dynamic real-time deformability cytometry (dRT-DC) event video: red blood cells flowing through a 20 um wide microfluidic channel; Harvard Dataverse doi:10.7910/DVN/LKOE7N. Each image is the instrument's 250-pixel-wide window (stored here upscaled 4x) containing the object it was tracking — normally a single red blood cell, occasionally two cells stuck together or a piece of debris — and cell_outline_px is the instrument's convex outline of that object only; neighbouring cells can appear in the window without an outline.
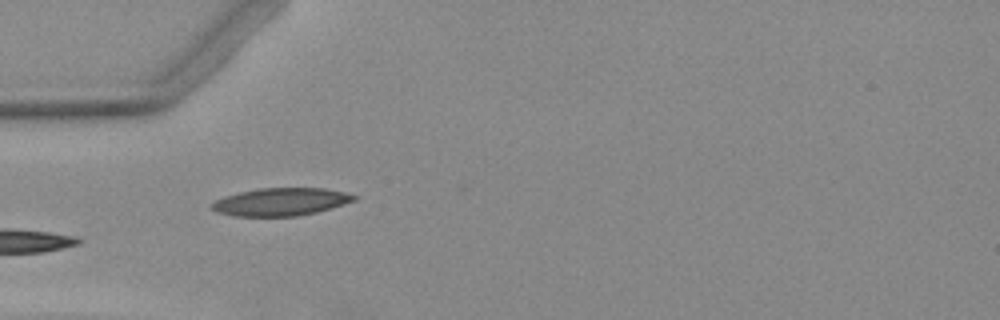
{"species": "Egyptian fruit bat (a non-hibernating species)", "species_latin": "Rousettus aegyptiacus", "temperature_condition": "warm", "stored_images_in_passage": 2, "camera_frame_rate_fps": 3000, "um_per_image_px": 0.085, "animal": {"sex": "female"}, "frame": {"image": 1, "passage_image": 1, "time_ms": 0.0, "image_size_px": [1000, 320], "cell_outline_px": [[356, 200], [344, 204], [316, 212], [296, 216], [236, 216], [216, 212], [208, 208], [208, 204], [224, 196], [240, 192], [260, 188], [324, 188], [344, 192], [356, 196]], "centroid_in_image_um": [23.81, 17.16], "position_along_channel_um": 61.2, "area_um2": 23.0}}
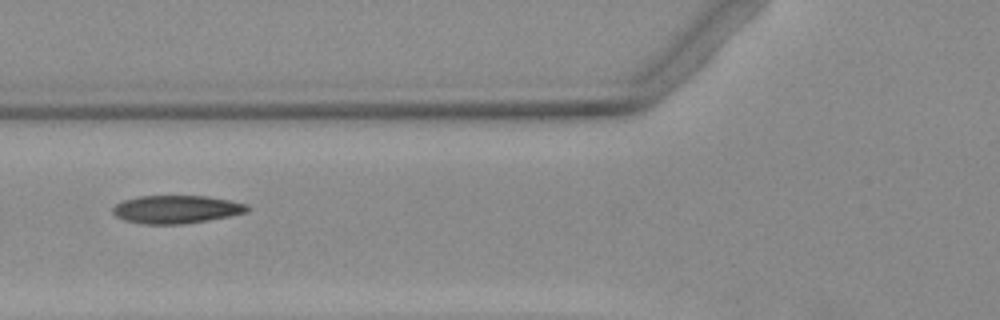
{"frame": {"image": 2, "passage_image": 2, "time_ms": 1.333, "image_size_px": [1000, 320], "cell_outline_px": [[252, 208], [248, 212], [232, 216], [184, 224], [140, 224], [124, 220], [116, 216], [112, 212], [112, 208], [116, 204], [124, 200], [140, 196], [208, 196], [248, 204]], "centroid_in_image_um": [15.03, 17.8], "position_along_channel_um": 110.8, "area_um2": 22.2}}